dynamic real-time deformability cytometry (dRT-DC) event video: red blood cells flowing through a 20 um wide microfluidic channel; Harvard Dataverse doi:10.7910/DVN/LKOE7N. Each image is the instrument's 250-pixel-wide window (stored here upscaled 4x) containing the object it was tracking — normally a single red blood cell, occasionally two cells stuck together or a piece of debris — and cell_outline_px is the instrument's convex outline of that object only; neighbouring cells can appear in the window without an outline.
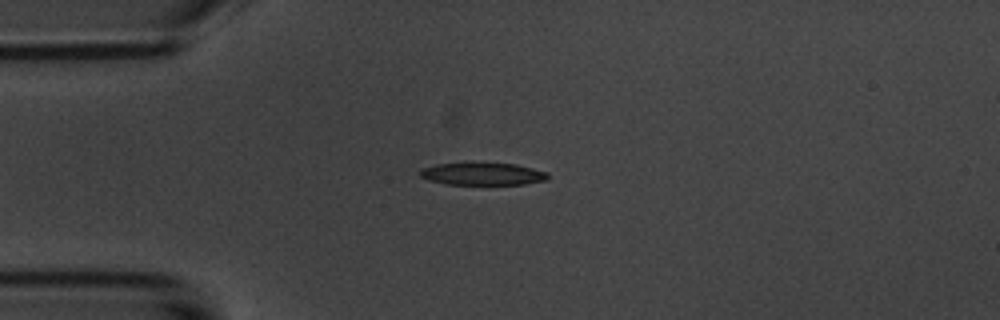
{"species": "common noctule bat (a hibernating species)", "species_latin": "Nyctalus noctula", "temperature_condition": "room temperature", "stored_images_in_passage": 5, "camera_frame_rate_fps": 3000, "um_per_image_px": 0.085, "animal": {"sex": "male", "body_mass_g": 20.1, "forearm_length_mm": 53.5}, "frame": {"image": 1, "passage_image": 3, "time_ms": 2.0, "image_size_px": [1000, 320], "cell_outline_px": [[548, 180], [524, 184], [444, 184], [428, 180], [420, 176], [420, 168], [436, 164], [516, 164], [548, 172]], "centroid_in_image_um": [41.02, 14.8], "position_along_channel_um": 44.0, "area_um2": 16.42}}
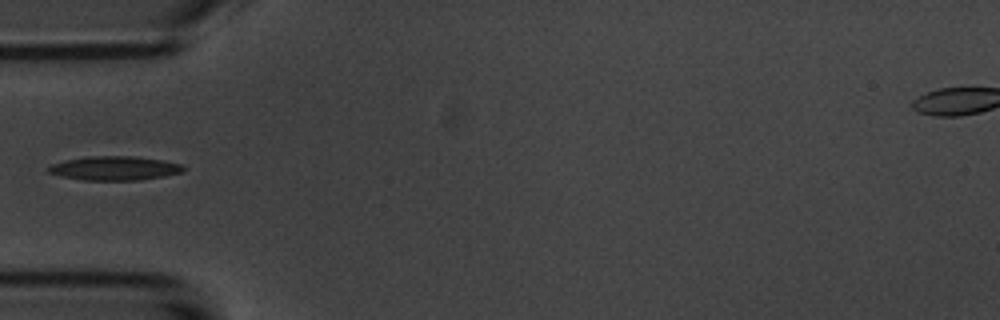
{"frame": {"image": 2, "passage_image": 4, "time_ms": 3.333, "image_size_px": [1000, 320], "cell_outline_px": [[188, 168], [180, 172], [164, 176], [140, 180], [84, 180], [64, 176], [48, 172], [48, 168], [52, 164], [64, 160], [88, 156], [136, 156], [164, 160], [184, 164]], "centroid_in_image_um": [9.81, 14.29], "position_along_channel_um": 75.2, "area_um2": 18.96}}
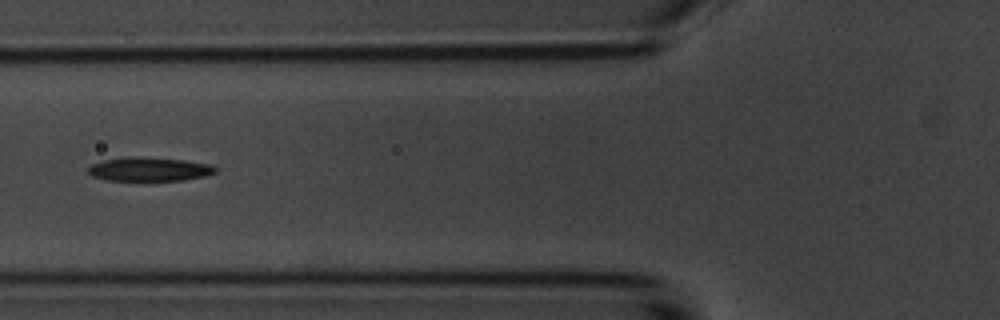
{"frame": {"image": 3, "passage_image": 5, "time_ms": 4.333, "image_size_px": [1000, 320], "cell_outline_px": [[216, 172], [204, 176], [184, 180], [104, 180], [92, 176], [88, 172], [88, 168], [92, 164], [104, 160], [184, 160], [212, 164], [216, 168]], "centroid_in_image_um": [12.74, 14.44], "position_along_channel_um": 113.1, "area_um2": 16.42}}